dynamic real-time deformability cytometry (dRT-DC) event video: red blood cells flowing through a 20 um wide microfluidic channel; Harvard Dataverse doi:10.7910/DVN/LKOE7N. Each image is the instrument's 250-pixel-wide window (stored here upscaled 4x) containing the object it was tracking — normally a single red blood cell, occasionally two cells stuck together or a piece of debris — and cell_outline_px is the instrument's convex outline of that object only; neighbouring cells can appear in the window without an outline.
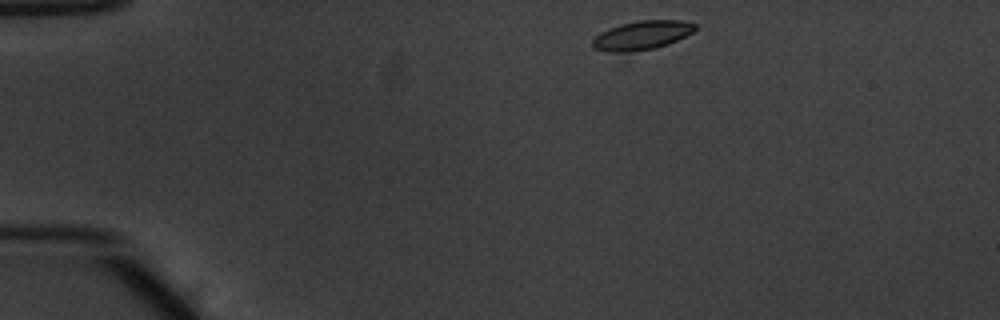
{"species": "common noctule bat (a hibernating species)", "species_latin": "Nyctalus noctula", "temperature_condition": "warm", "stored_images_in_passage": 7, "camera_frame_rate_fps": 3000, "um_per_image_px": 0.085, "animal": {"sex": "male", "body_mass_g": 20.1, "forearm_length_mm": 53.5}, "frame": {"image": 1, "passage_image": 1, "time_ms": 0.0, "image_size_px": [1000, 320], "cell_outline_px": [[696, 28], [692, 32], [668, 44], [628, 60], [592, 48], [592, 40], [600, 32], [608, 28], [620, 24], [640, 20], [680, 20], [696, 24]], "centroid_in_image_um": [54.43, 3.14], "position_along_channel_um": 30.6, "area_um2": 18.96}}